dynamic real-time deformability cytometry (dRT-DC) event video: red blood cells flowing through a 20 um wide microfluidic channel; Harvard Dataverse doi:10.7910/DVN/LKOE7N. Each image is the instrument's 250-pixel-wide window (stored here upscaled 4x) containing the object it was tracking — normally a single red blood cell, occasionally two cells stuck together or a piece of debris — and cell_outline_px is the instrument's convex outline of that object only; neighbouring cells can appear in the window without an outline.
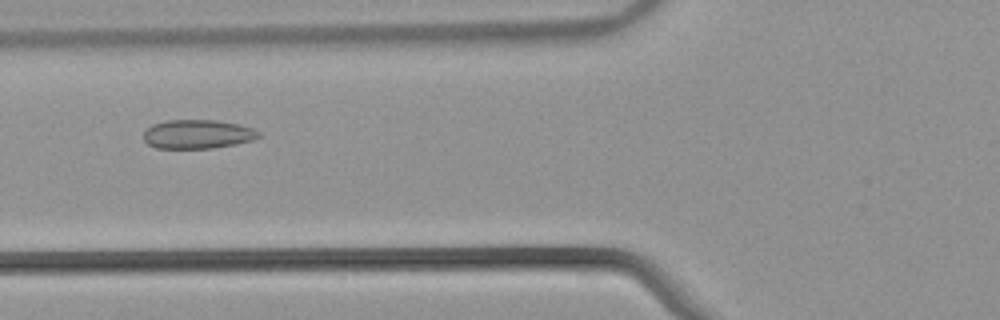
{"species": "common noctule bat (a hibernating species)", "species_latin": "Nyctalus noctula", "temperature_condition": "warm", "stored_images_in_passage": 51, "camera_frame_rate_fps": 3000, "um_per_image_px": 0.085, "animal": {"sex": "male", "body_mass_g": 21.5, "forearm_length_mm": 52.0}, "frame": {"image": 1, "passage_image": 19, "time_ms": 6.0, "image_size_px": [1000, 320], "cell_outline_px": [[260, 136], [256, 140], [236, 144], [212, 148], [156, 148], [148, 144], [144, 140], [144, 132], [152, 124], [164, 120], [216, 120], [240, 124], [252, 128], [260, 132]], "centroid_in_image_um": [16.82, 11.4], "position_along_channel_um": 109.0, "area_um2": 19.59}}
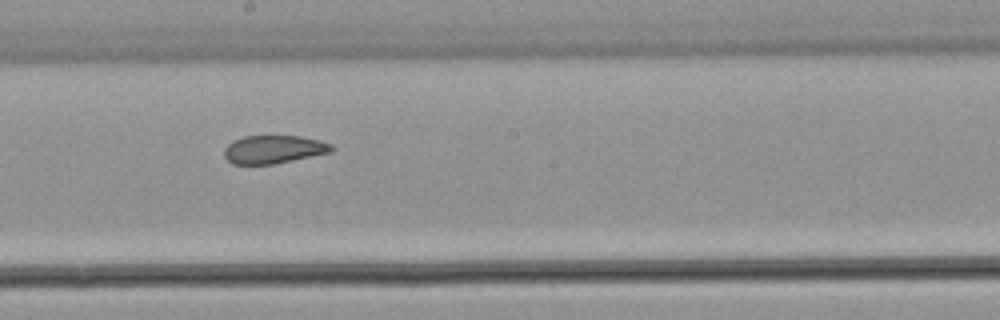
{"frame": {"image": 2, "passage_image": 28, "time_ms": 9.0, "image_size_px": [1000, 320], "cell_outline_px": [[332, 152], [272, 164], [232, 164], [224, 156], [224, 148], [232, 140], [244, 136], [300, 136], [320, 140], [332, 144]], "centroid_in_image_um": [23.24, 12.69], "position_along_channel_um": 225.0, "area_um2": 17.57}}
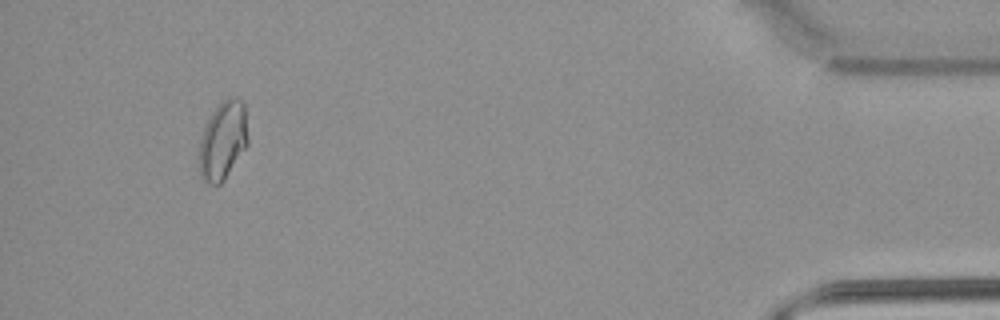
{"frame": {"image": 3, "passage_image": 48, "time_ms": 15.667, "image_size_px": [1000, 320], "cell_outline_px": [[248, 144], [224, 180], [220, 184], [208, 184], [200, 176], [200, 140], [204, 128], [212, 112], [228, 96], [236, 96], [244, 100], [248, 140]], "centroid_in_image_um": [18.97, 11.91], "position_along_channel_um": 416.2, "area_um2": 22.2}, "authors_computed_cell_mechanics": {"area_um2": 20.4612, "velocity_mm_per_s": 3.8691, "shape_relaxation_time_tau1_ms": null, "shape_relaxation_time_tau2_ms": 0.9009, "deformation_change_tau1": null, "deformation_change_tau2": 0.0505}}